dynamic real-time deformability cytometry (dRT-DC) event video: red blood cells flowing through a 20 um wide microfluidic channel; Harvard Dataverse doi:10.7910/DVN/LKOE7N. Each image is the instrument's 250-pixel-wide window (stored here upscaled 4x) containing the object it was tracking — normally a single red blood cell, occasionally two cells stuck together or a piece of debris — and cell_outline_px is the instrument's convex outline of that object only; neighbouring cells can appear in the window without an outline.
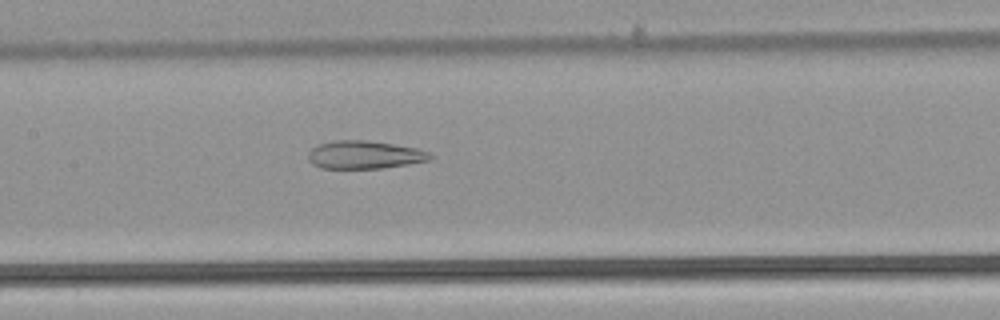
{"species": "common noctule bat (a hibernating species)", "species_latin": "Nyctalus noctula", "temperature_condition": "warm", "stored_images_in_passage": 53, "camera_frame_rate_fps": 3000, "um_per_image_px": 0.085, "animal": {"sex": "male", "body_mass_g": 21.5, "forearm_length_mm": 52.0}, "frame": {"image": 1, "passage_image": 26, "time_ms": 8.333, "image_size_px": [1000, 320], "cell_outline_px": [[432, 160], [408, 164], [380, 168], [320, 168], [312, 164], [308, 160], [308, 152], [312, 148], [320, 144], [332, 140], [368, 140], [416, 148], [428, 152], [432, 156]], "centroid_in_image_um": [30.96, 13.15], "position_along_channel_um": 176.4, "area_um2": 19.88}}
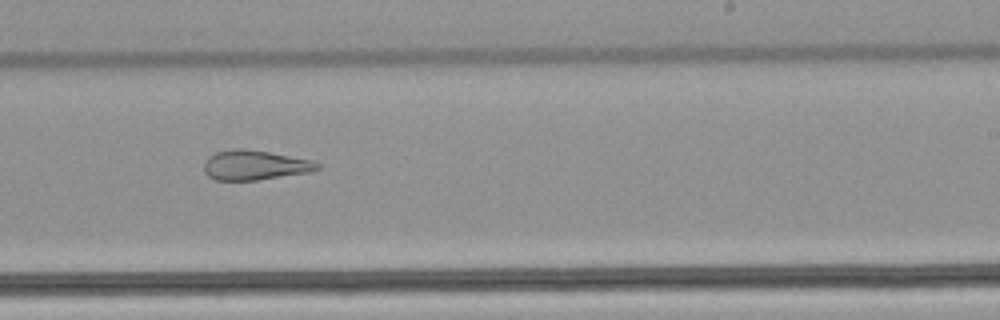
{"frame": {"image": 2, "passage_image": 33, "time_ms": 10.667, "image_size_px": [1000, 320], "cell_outline_px": [[320, 168], [308, 172], [256, 180], [216, 180], [208, 176], [204, 172], [204, 164], [208, 156], [216, 152], [236, 148], [244, 148], [268, 152], [312, 160], [320, 164]], "centroid_in_image_um": [21.62, 14.03], "position_along_channel_um": 267.4, "area_um2": 19.48}}
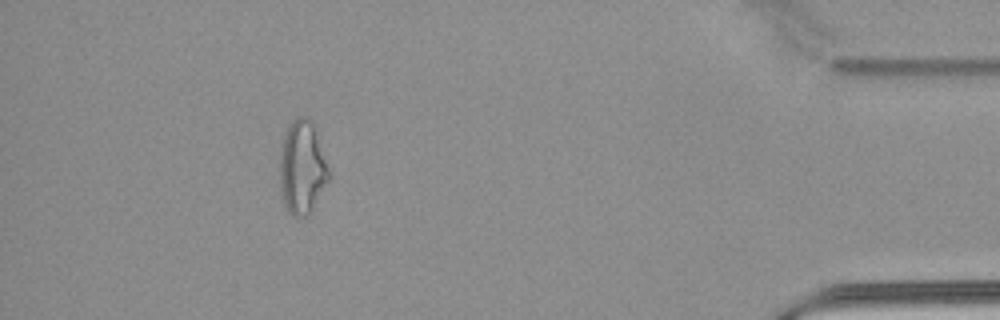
{"frame": {"image": 3, "passage_image": 48, "time_ms": 15.667, "image_size_px": [1000, 320], "cell_outline_px": [[332, 176], [308, 212], [304, 216], [292, 216], [288, 212], [284, 204], [280, 188], [280, 152], [284, 132], [288, 124], [292, 120], [300, 116], [308, 116], [316, 124]], "centroid_in_image_um": [25.71, 14.13], "position_along_channel_um": 409.5, "area_um2": 27.28}, "authors_computed_cell_mechanics": {"area_um2": 26.0678, "velocity_mm_per_s": 3.9133, "shape_relaxation_time_tau1_ms": null, "shape_relaxation_time_tau2_ms": 2.6691, "deformation_change_tau1": null, "deformation_change_tau2": 0.1189}}